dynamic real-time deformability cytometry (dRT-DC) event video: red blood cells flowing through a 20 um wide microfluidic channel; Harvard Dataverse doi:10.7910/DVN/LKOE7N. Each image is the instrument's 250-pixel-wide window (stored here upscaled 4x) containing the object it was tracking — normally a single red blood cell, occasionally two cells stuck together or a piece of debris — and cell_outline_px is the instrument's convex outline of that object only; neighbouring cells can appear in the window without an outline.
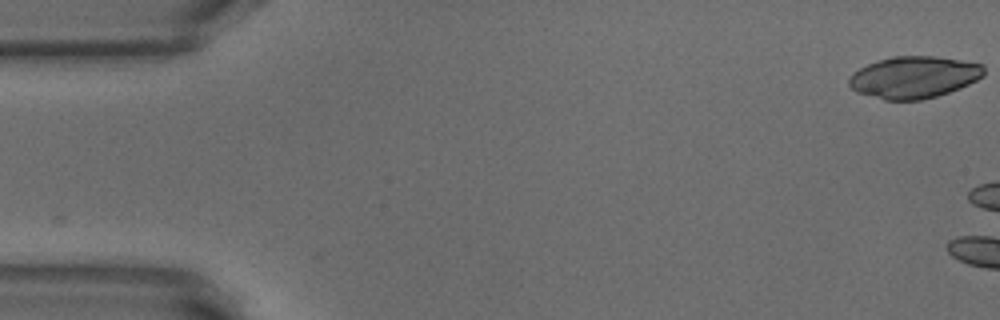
{"species": "common noctule bat (a hibernating species)", "species_latin": "Nyctalus noctula", "temperature_condition": "warm", "stored_images_in_passage": 5, "camera_frame_rate_fps": 3000, "um_per_image_px": 0.085, "animal": {"sex": "male", "body_mass_g": 18.8}, "frame": {"image": 1, "passage_image": 1, "time_ms": 0.0, "image_size_px": [1000, 320], "cell_outline_px": [[984, 76], [960, 88], [936, 96], [920, 100], [884, 100], [856, 92], [848, 84], [848, 80], [852, 72], [868, 64], [892, 56], [936, 56], [984, 64]], "centroid_in_image_um": [77.68, 6.56], "position_along_channel_um": 7.3, "area_um2": 32.95}}